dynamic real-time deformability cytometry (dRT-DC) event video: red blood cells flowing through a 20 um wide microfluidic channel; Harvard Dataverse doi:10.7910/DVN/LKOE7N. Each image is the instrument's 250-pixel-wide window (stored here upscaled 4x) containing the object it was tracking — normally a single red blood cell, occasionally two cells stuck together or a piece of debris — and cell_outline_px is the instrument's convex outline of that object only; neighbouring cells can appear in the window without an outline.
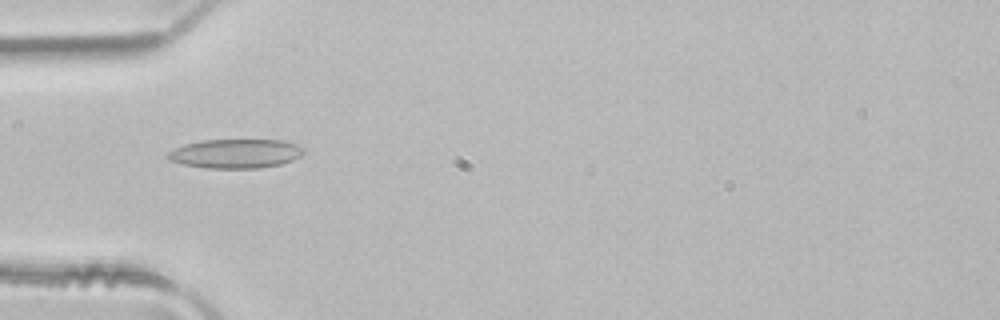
{"species": "common noctule bat (a hibernating species)", "species_latin": "Nyctalus noctula", "temperature_condition": "room temperature", "stored_images_in_passage": 2, "camera_frame_rate_fps": 3000, "um_per_image_px": 0.085, "animal": {"sex": "male", "body_mass_g": 21.5, "forearm_length_mm": 52.0}, "frame": {"image": 1, "passage_image": 1, "time_ms": 0.0, "image_size_px": [1000, 320], "cell_outline_px": [[304, 152], [300, 156], [292, 160], [280, 164], [256, 168], [208, 168], [184, 164], [168, 160], [164, 156], [168, 152], [184, 144], [200, 140], [284, 140], [296, 144], [304, 148]], "centroid_in_image_um": [20.0, 13.05], "position_along_channel_um": 65.0, "area_um2": 23.06}}
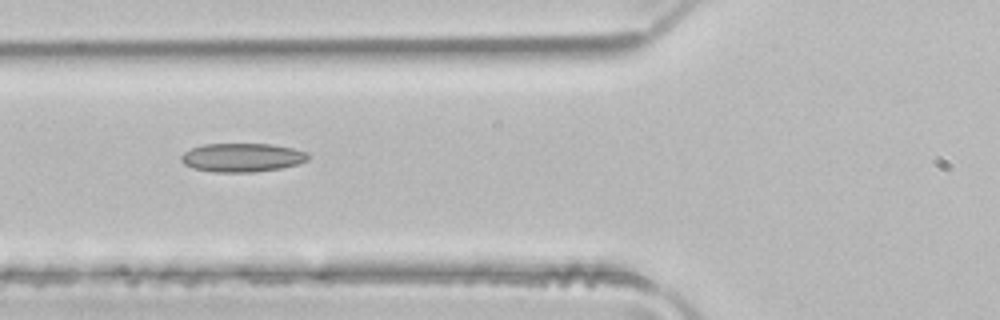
{"frame": {"image": 2, "passage_image": 2, "time_ms": 0.333, "image_size_px": [1000, 320], "cell_outline_px": [[308, 160], [296, 164], [280, 168], [252, 172], [212, 172], [192, 168], [184, 164], [180, 160], [180, 156], [184, 152], [192, 148], [204, 144], [272, 144], [292, 148], [308, 152]], "centroid_in_image_um": [20.55, 13.39], "position_along_channel_um": 105.3, "area_um2": 21.21}}